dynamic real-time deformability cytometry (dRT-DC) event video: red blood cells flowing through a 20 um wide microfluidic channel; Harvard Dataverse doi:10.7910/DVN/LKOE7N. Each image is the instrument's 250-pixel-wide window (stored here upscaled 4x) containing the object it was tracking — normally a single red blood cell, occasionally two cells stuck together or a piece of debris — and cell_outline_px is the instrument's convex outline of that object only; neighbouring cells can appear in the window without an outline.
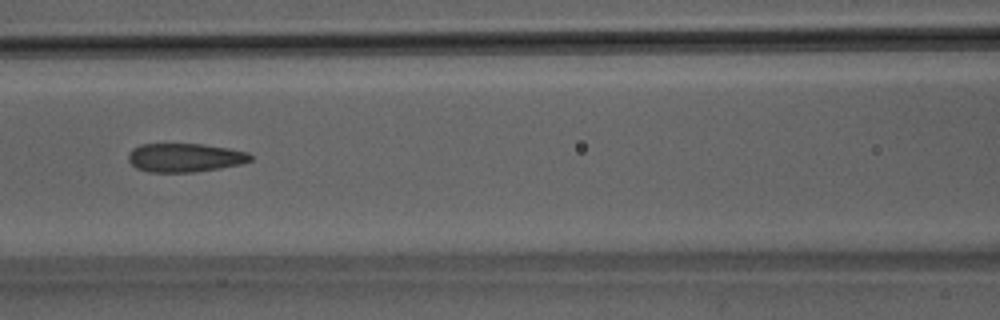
{"species": "Egyptian fruit bat (a non-hibernating species)", "species_latin": "Rousettus aegyptiacus", "temperature_condition": "room temperature", "stored_images_in_passage": 47, "camera_frame_rate_fps": 3000, "um_per_image_px": 0.085, "animal": {"sex": "male"}, "frame": {"image": 1, "passage_image": 22, "time_ms": 7.0, "image_size_px": [1000, 320], "cell_outline_px": [[252, 160], [244, 164], [196, 172], [148, 172], [136, 168], [128, 160], [128, 152], [132, 148], [140, 144], [204, 144], [228, 148], [248, 152], [252, 156]], "centroid_in_image_um": [15.72, 13.4], "position_along_channel_um": 150.9, "area_um2": 20.69}}
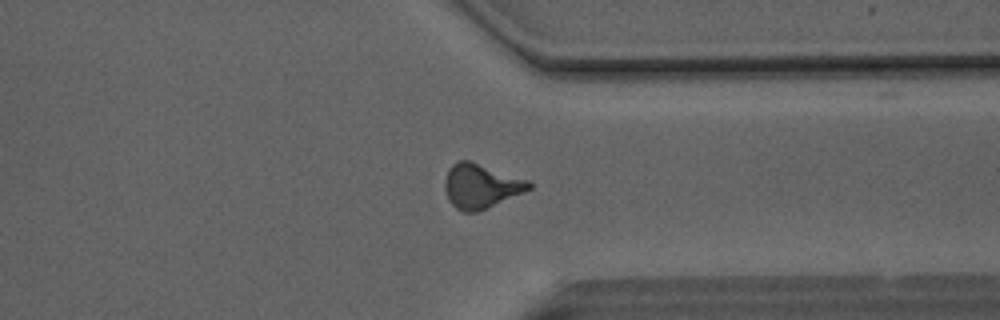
{"frame": {"image": 2, "passage_image": 38, "time_ms": 12.333, "image_size_px": [1000, 320], "cell_outline_px": [[532, 188], [476, 212], [464, 212], [456, 208], [448, 200], [444, 188], [444, 180], [448, 168], [456, 160], [468, 160], [528, 180], [532, 184]], "centroid_in_image_um": [40.81, 15.8], "position_along_channel_um": 370.6, "area_um2": 21.5}}
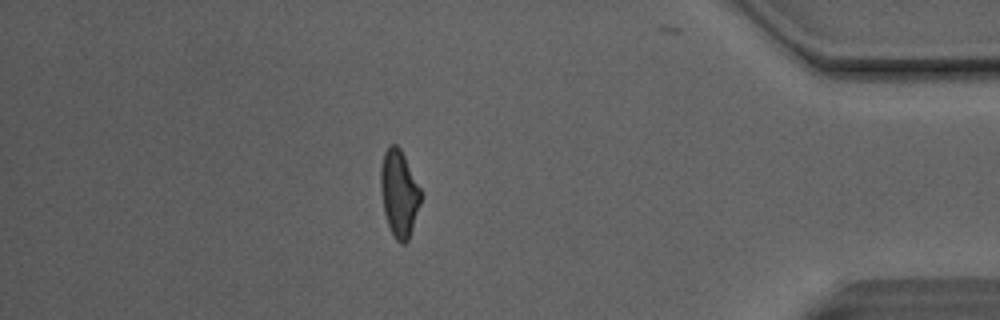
{"frame": {"image": 3, "passage_image": 43, "time_ms": 14.0, "image_size_px": [1000, 320], "cell_outline_px": [[424, 192], [408, 240], [404, 244], [400, 244], [396, 240], [388, 224], [384, 212], [380, 188], [380, 168], [384, 152], [388, 144], [396, 144], [400, 148]], "centroid_in_image_um": [33.94, 16.39], "position_along_channel_um": 401.3, "area_um2": 20.58}, "authors_computed_cell_mechanics": {"area_um2": 21.1548, "velocity_mm_per_s": 4.1495, "shape_relaxation_time_tau1_ms": 8.3175, "shape_relaxation_time_tau2_ms": 1.4014, "deformation_change_tau1": 0.2166, "deformation_change_tau2": 0.0808}}